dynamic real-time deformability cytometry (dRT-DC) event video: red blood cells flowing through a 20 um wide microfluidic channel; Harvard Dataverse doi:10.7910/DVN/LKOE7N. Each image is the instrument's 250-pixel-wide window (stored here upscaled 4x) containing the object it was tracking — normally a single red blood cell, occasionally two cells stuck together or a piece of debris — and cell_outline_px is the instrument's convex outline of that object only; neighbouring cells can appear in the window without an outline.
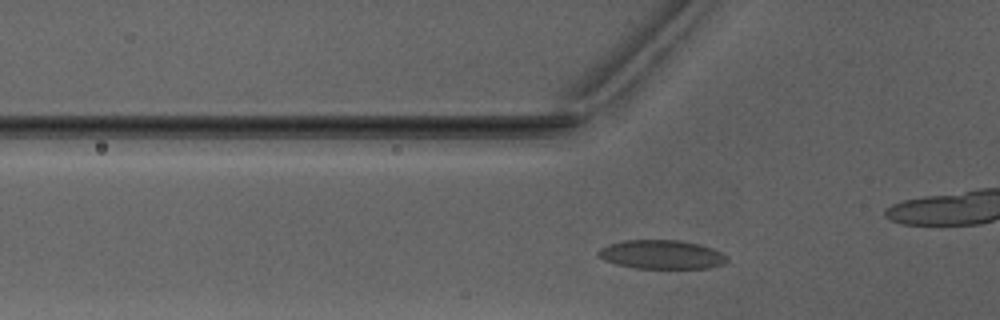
{"species": "Egyptian fruit bat (a non-hibernating species)", "species_latin": "Rousettus aegyptiacus", "temperature_condition": "warm", "stored_images_in_passage": 35, "camera_frame_rate_fps": 3000, "um_per_image_px": 0.085, "animal": {"sex": "male"}, "frame": {"image": 1, "passage_image": 10, "time_ms": 3.0, "image_size_px": [1000, 320], "cell_outline_px": [[728, 260], [724, 264], [708, 268], [636, 268], [616, 264], [604, 260], [596, 252], [600, 248], [608, 244], [624, 240], [680, 240], [700, 244], [712, 248], [728, 256]], "centroid_in_image_um": [56.25, 21.63], "position_along_channel_um": 69.6, "area_um2": 21.73}}
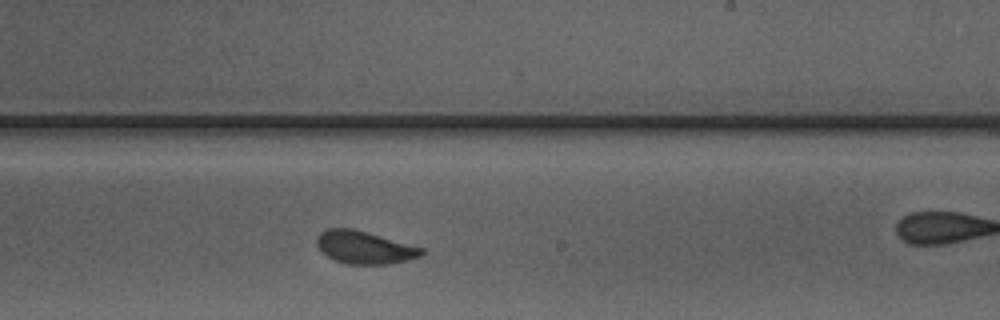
{"frame": {"image": 2, "passage_image": 24, "time_ms": 7.667, "image_size_px": [1000, 320], "cell_outline_px": [[424, 252], [420, 256], [408, 260], [392, 264], [348, 264], [336, 260], [328, 256], [316, 244], [316, 240], [320, 232], [328, 228], [352, 228], [368, 232], [424, 248]], "centroid_in_image_um": [31.0, 21.02], "position_along_channel_um": 258.0, "area_um2": 19.88}}
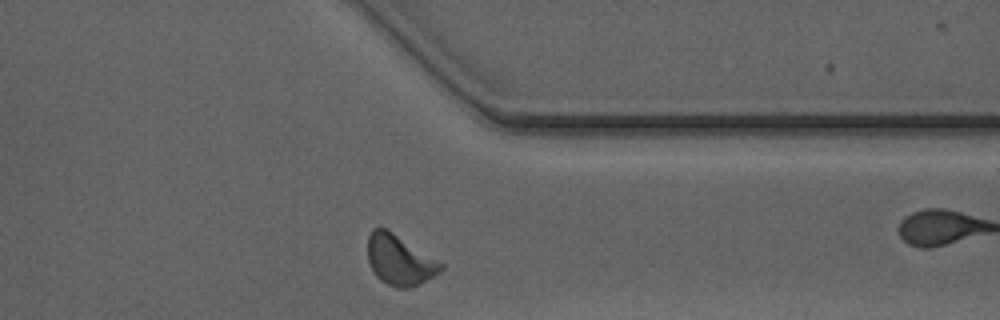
{"frame": {"image": 3, "passage_image": 33, "time_ms": 10.667, "image_size_px": [1000, 320], "cell_outline_px": [[444, 268], [440, 272], [420, 284], [404, 288], [400, 288], [388, 284], [380, 280], [376, 276], [368, 260], [368, 236], [372, 228], [384, 228], [392, 232], [444, 264]], "centroid_in_image_um": [33.96, 22.11], "position_along_channel_um": 377.4, "area_um2": 21.04}}